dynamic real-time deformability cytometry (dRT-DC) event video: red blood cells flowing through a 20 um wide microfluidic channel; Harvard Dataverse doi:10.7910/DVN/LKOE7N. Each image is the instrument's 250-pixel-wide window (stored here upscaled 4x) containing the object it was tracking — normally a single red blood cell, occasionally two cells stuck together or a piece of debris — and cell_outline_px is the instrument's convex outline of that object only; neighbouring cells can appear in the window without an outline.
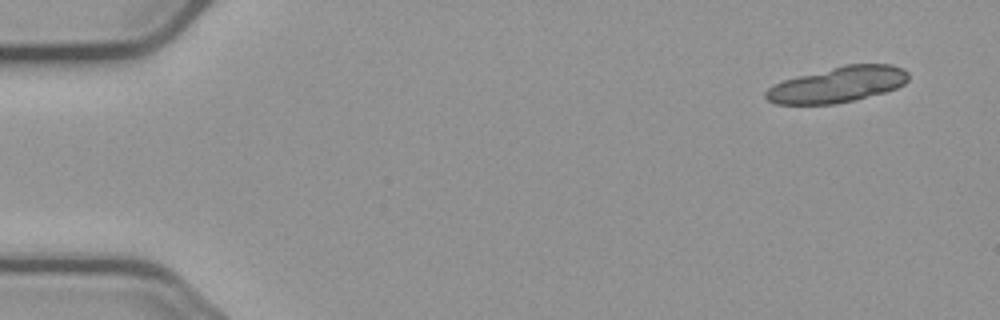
{"species": "common noctule bat (a hibernating species)", "species_latin": "Nyctalus noctula", "temperature_condition": "cold", "stored_images_in_passage": 7, "segment_of_instrument_passage": [1, 2], "camera_frame_rate_fps": 3000, "um_per_image_px": 0.085, "animal": {"sex": "male", "body_mass_g": 23.1, "forearm_length_mm": 52.7}, "frame": {"image": 1, "passage_image": 1, "time_ms": 0.0, "image_size_px": [1000, 320], "cell_outline_px": [[908, 80], [904, 84], [896, 88], [884, 92], [856, 100], [836, 104], [776, 104], [768, 100], [764, 96], [764, 92], [772, 84], [784, 80], [844, 64], [892, 64], [904, 68], [908, 72]], "centroid_in_image_um": [71.21, 7.19], "position_along_channel_um": 13.8, "area_um2": 29.77}}